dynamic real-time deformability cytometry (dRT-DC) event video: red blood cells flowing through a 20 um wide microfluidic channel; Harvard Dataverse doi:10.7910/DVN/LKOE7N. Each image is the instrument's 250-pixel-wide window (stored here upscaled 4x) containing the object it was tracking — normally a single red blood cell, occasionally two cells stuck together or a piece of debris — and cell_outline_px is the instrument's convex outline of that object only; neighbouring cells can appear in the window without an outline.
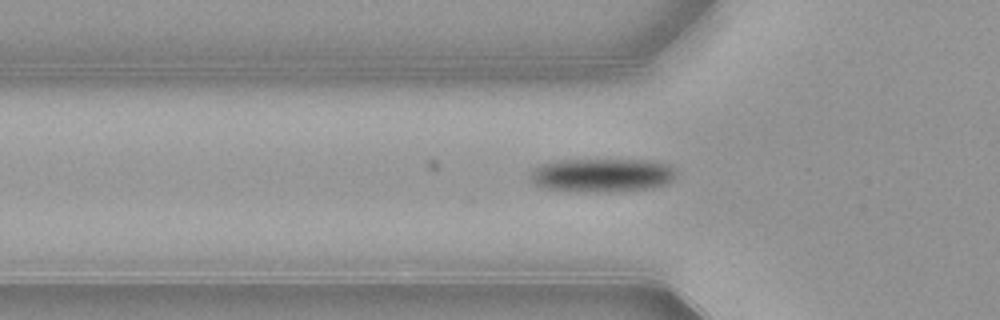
{"species": "common noctule bat (a hibernating species)", "species_latin": "Nyctalus noctula", "temperature_condition": "warm", "stored_images_in_passage": 34, "camera_frame_rate_fps": 3000, "um_per_image_px": 0.085, "animal": {"sex": "female", "body_mass_g": 21.9}, "frame": {"image": 1, "passage_image": 5, "time_ms": 1.333, "image_size_px": [1000, 320], "cell_outline_px": [[676, 172], [672, 180], [668, 184], [652, 188], [612, 192], [568, 192], [540, 188], [532, 180], [532, 172], [536, 168], [544, 164], [556, 160], [652, 160], [668, 164]], "centroid_in_image_um": [51.19, 14.91], "position_along_channel_um": 74.6, "area_um2": 28.9}}
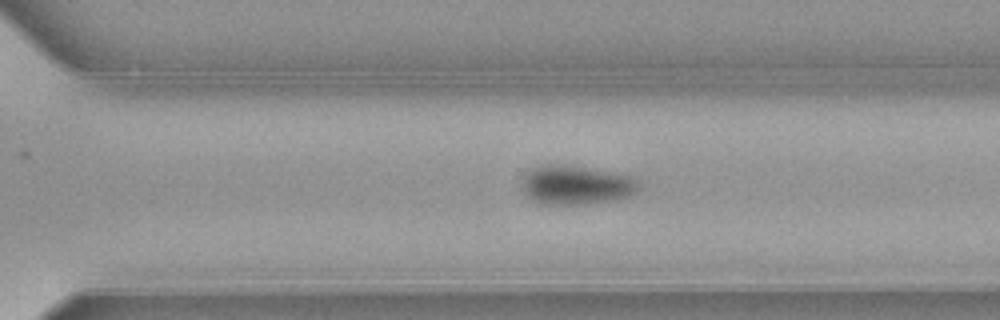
{"frame": {"image": 2, "passage_image": 24, "time_ms": 7.667, "image_size_px": [1000, 320], "cell_outline_px": [[640, 188], [636, 192], [628, 196], [608, 200], [584, 204], [540, 204], [532, 200], [524, 192], [520, 184], [524, 176], [532, 168], [544, 164], [568, 164], [616, 172], [632, 176], [640, 184]], "centroid_in_image_um": [48.95, 15.7], "position_along_channel_um": 321.6, "area_um2": 26.88}}
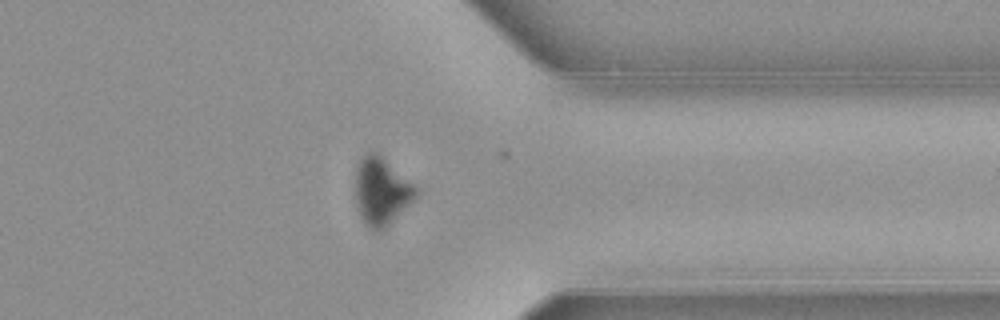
{"frame": {"image": 3, "passage_image": 29, "time_ms": 9.333, "image_size_px": [1000, 320], "cell_outline_px": [[420, 192], [380, 232], [376, 232], [364, 224], [356, 208], [356, 164], [360, 156], [368, 152], [376, 152], [412, 184]], "centroid_in_image_um": [32.35, 16.26], "position_along_channel_um": 379.0, "area_um2": 23.35}}